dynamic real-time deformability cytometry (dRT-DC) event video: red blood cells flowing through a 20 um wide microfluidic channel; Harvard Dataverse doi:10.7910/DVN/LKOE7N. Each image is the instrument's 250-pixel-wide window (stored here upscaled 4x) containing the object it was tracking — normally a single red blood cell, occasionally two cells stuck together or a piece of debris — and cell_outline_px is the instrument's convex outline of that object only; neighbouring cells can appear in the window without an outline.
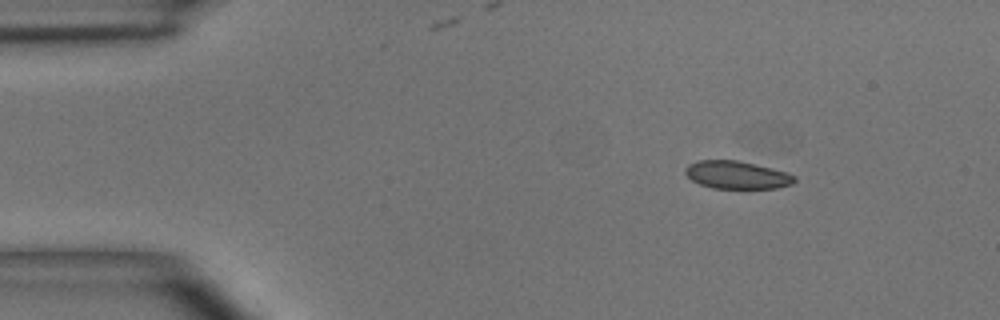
{"species": "common noctule bat (a hibernating species)", "species_latin": "Nyctalus noctula", "temperature_condition": "room temperature", "stored_images_in_passage": 2, "camera_frame_rate_fps": 3000, "um_per_image_px": 0.085, "animal": {"sex": "male", "body_mass_g": 15.6}, "frame": {"image": 1, "passage_image": 2, "time_ms": 2.333, "image_size_px": [1000, 320], "cell_outline_px": [[796, 180], [792, 184], [776, 188], [712, 188], [700, 184], [692, 180], [684, 172], [684, 168], [688, 164], [700, 160], [736, 160], [772, 168], [788, 172], [796, 176]], "centroid_in_image_um": [62.64, 14.87], "position_along_channel_um": 22.4, "area_um2": 17.69}}